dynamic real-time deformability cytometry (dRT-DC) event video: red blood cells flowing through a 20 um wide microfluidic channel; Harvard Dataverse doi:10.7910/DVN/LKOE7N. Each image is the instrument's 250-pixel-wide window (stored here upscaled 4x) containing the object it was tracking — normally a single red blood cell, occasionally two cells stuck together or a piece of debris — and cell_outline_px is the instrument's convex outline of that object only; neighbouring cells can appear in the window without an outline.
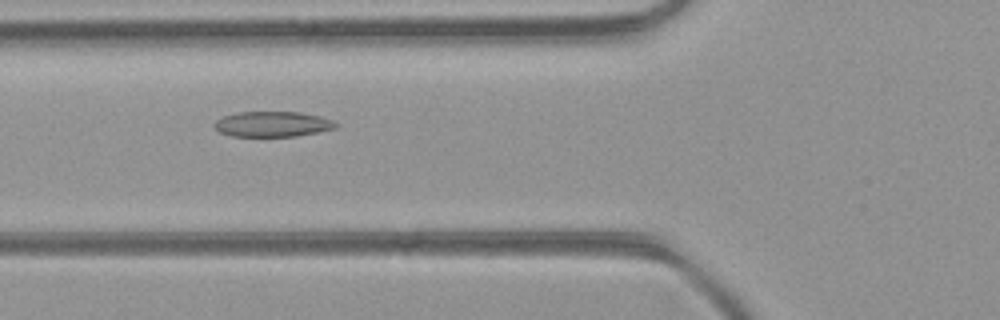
{"species": "common noctule bat (a hibernating species)", "species_latin": "Nyctalus noctula", "temperature_condition": "room temperature", "stored_images_in_passage": 37, "camera_frame_rate_fps": 3000, "um_per_image_px": 0.085, "animal": {"sex": "female", "body_mass_g": 21.9}, "frame": {"image": 1, "passage_image": 8, "time_ms": 2.333, "image_size_px": [1000, 320], "cell_outline_px": [[340, 124], [336, 128], [296, 136], [232, 136], [220, 132], [212, 124], [216, 120], [224, 116], [236, 112], [300, 112], [320, 116], [332, 120]], "centroid_in_image_um": [23.17, 10.54], "position_along_channel_um": 102.6, "area_um2": 17.92}}
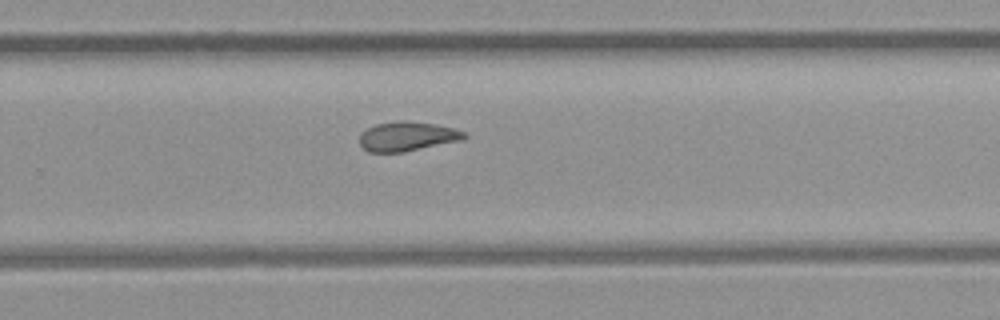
{"frame": {"image": 2, "passage_image": 21, "time_ms": 6.667, "image_size_px": [1000, 320], "cell_outline_px": [[468, 136], [464, 140], [404, 152], [368, 152], [360, 144], [360, 136], [368, 128], [376, 124], [432, 124], [452, 128], [464, 132]], "centroid_in_image_um": [34.66, 11.66], "position_along_channel_um": 295.1, "area_um2": 16.94}}
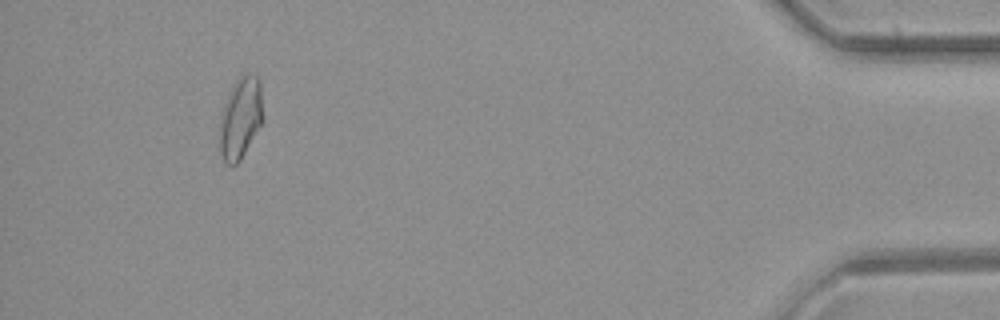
{"frame": {"image": 3, "passage_image": 34, "time_ms": 11.0, "image_size_px": [1000, 320], "cell_outline_px": [[264, 116], [260, 124], [240, 160], [236, 164], [224, 164], [220, 152], [220, 116], [228, 92], [236, 80], [244, 72], [248, 72], [256, 76], [260, 80]], "centroid_in_image_um": [20.44, 9.98], "position_along_channel_um": 414.8, "area_um2": 20.63}, "authors_computed_cell_mechanics": {"area_um2": 18.4382, "velocity_mm_per_s": 4.4501, "shape_relaxation_time_tau1_ms": null, "shape_relaxation_time_tau2_ms": 2.6932, "deformation_change_tau1": null, "deformation_change_tau2": 0.0898}}